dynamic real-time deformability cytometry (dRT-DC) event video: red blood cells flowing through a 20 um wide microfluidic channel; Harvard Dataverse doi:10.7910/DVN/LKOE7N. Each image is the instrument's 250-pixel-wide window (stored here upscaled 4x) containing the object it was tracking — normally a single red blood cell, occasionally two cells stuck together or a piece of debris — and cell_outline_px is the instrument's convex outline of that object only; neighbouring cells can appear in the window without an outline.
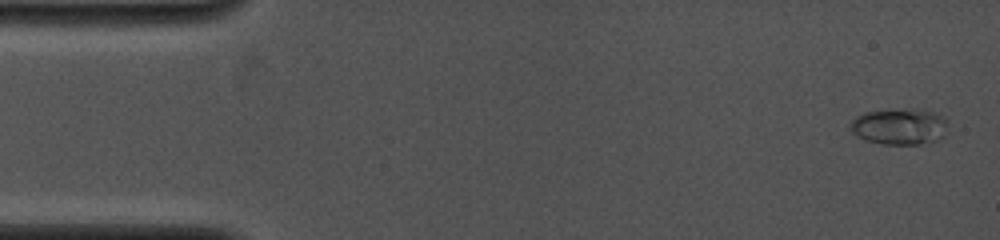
{"species": "common noctule bat (a hibernating species)", "species_latin": "Nyctalus noctula", "temperature_condition": "cold", "stored_images_in_passage": 20, "camera_frame_rate_fps": 4000, "um_per_image_px": 0.085, "animal": {"sex": "female", "body_mass_g": 19.0, "forearm_length_mm": 53.3}, "frame": {"image": 1, "passage_image": 1, "time_ms": 0.0, "image_size_px": [1000, 240], "cell_outline_px": [[944, 136], [940, 140], [920, 144], [884, 144], [868, 140], [856, 136], [848, 128], [848, 124], [856, 116], [864, 112], [916, 108], [932, 112], [940, 116], [944, 120]], "centroid_in_image_um": [76.39, 10.76], "position_along_channel_um": 8.6, "area_um2": 20.4}}
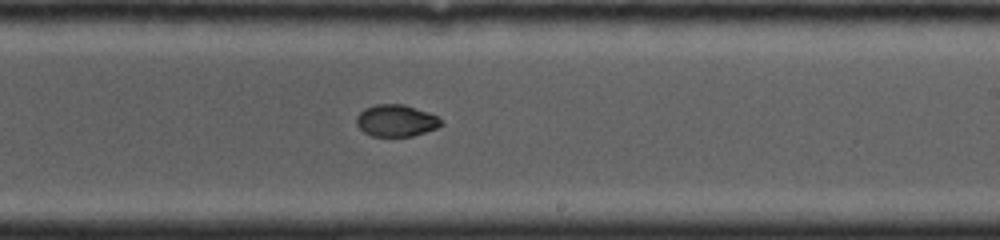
{"frame": {"image": 2, "passage_image": 12, "time_ms": 8.75, "image_size_px": [1000, 240], "cell_outline_px": [[444, 124], [436, 128], [412, 136], [372, 136], [364, 132], [356, 124], [356, 116], [364, 108], [376, 104], [404, 104], [428, 112], [436, 116]], "centroid_in_image_um": [33.64, 10.24], "position_along_channel_um": 255.4, "area_um2": 15.66}}
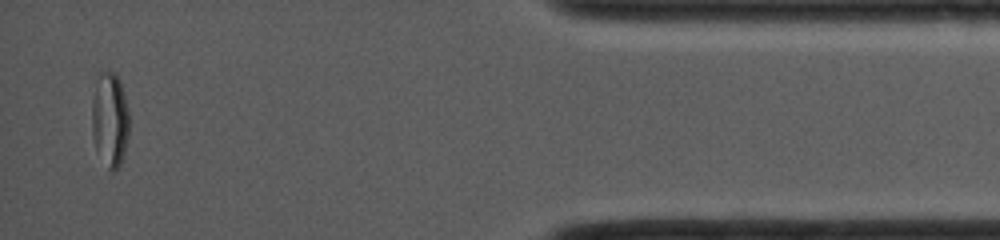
{"frame": {"image": 3, "passage_image": 20, "time_ms": 14.0, "image_size_px": [1000, 240], "cell_outline_px": [[128, 136], [124, 156], [120, 164], [112, 172], [108, 168], [96, 148], [92, 136], [92, 100], [96, 72], [116, 72], [120, 80], [128, 112]], "centroid_in_image_um": [9.32, 10.1], "position_along_channel_um": 425.9, "area_um2": 20.63}, "authors_computed_cell_mechanics": {"area_um2": 16.8487, "velocity_mm_per_s": 4.1843, "shape_relaxation_time_tau1_ms": null, "shape_relaxation_time_tau2_ms": 3.5924, "deformation_change_tau1": null, "deformation_change_tau2": 0.0368}}